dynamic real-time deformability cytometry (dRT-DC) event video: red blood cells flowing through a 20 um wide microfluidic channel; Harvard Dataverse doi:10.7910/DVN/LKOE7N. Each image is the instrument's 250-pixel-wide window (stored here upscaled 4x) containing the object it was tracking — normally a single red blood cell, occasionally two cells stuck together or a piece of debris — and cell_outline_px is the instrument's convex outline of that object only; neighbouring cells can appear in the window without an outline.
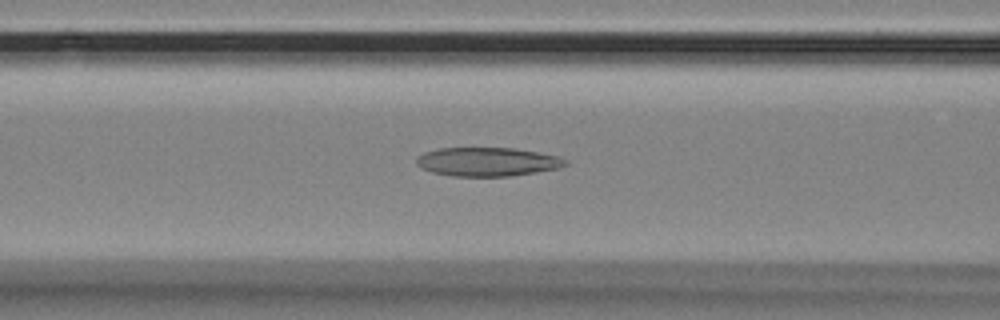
{"species": "Egyptian fruit bat (a non-hibernating species)", "species_latin": "Rousettus aegyptiacus", "temperature_condition": "room temperature", "stored_images_in_passage": 43, "camera_frame_rate_fps": 3000, "um_per_image_px": 0.085, "animal": {"sex": "female"}, "frame": {"image": 1, "passage_image": 15, "time_ms": 4.667, "image_size_px": [1000, 320], "cell_outline_px": [[568, 164], [560, 168], [512, 176], [452, 176], [432, 172], [420, 168], [416, 164], [416, 156], [424, 152], [440, 148], [512, 148], [536, 152], [556, 156], [568, 160]], "centroid_in_image_um": [41.4, 13.75], "position_along_channel_um": 125.2, "area_um2": 25.03}}
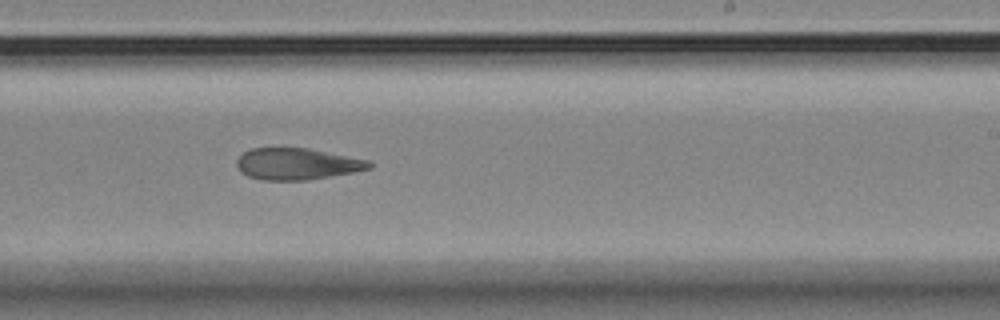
{"frame": {"image": 2, "passage_image": 27, "time_ms": 8.667, "image_size_px": [1000, 320], "cell_outline_px": [[372, 168], [352, 172], [308, 180], [264, 180], [248, 176], [240, 172], [236, 164], [236, 160], [244, 152], [252, 148], [308, 148], [372, 160]], "centroid_in_image_um": [25.27, 13.93], "position_along_channel_um": 263.7, "area_um2": 24.45}}
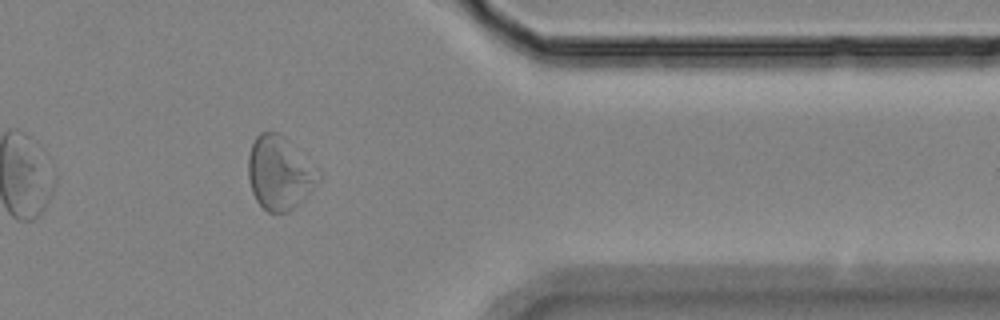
{"frame": {"image": 3, "passage_image": 39, "time_ms": 12.667, "image_size_px": [1000, 320], "cell_outline_px": [[320, 180], [288, 212], [268, 212], [256, 200], [252, 192], [248, 180], [248, 156], [252, 144], [256, 136], [260, 132], [276, 132], [284, 136], [320, 172]], "centroid_in_image_um": [23.72, 14.68], "position_along_channel_um": 387.7, "area_um2": 29.54}, "authors_computed_cell_mechanics": {"area_um2": 25.7788, "velocity_mm_per_s": 3.4633, "shape_relaxation_time_tau1_ms": null, "shape_relaxation_time_tau2_ms": 5.0954, "deformation_change_tau1": null, "deformation_change_tau2": 0.137}}